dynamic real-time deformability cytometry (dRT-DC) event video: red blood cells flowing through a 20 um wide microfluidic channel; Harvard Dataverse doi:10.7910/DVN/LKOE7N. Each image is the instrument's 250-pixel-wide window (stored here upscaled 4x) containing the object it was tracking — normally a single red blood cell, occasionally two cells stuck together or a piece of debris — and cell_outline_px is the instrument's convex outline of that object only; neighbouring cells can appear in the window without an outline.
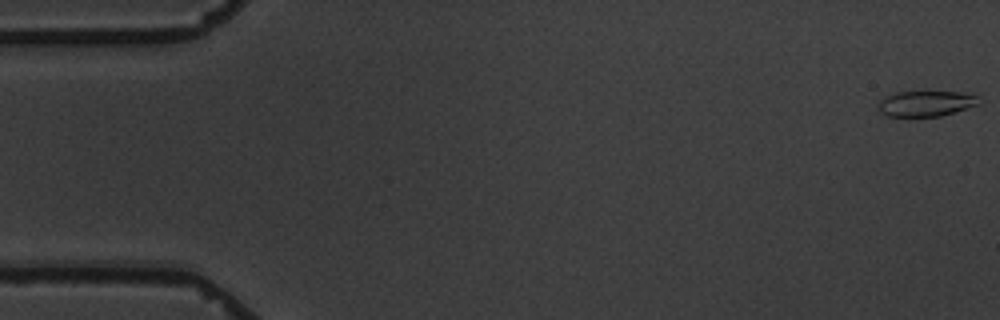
{"species": "common noctule bat (a hibernating species)", "species_latin": "Nyctalus noctula", "temperature_condition": "warm", "stored_images_in_passage": 6, "camera_frame_rate_fps": 3000, "um_per_image_px": 0.085, "animal": {"sex": "male", "body_mass_g": 19.5, "forearm_length_mm": 54.6}, "frame": {"image": 1, "passage_image": 1, "time_ms": 0.0, "image_size_px": [1000, 320], "cell_outline_px": [[980, 104], [940, 116], [888, 116], [880, 112], [876, 108], [876, 104], [884, 96], [896, 92], [960, 92], [980, 96]], "centroid_in_image_um": [78.67, 8.79], "position_along_channel_um": 6.3, "area_um2": 15.09}}
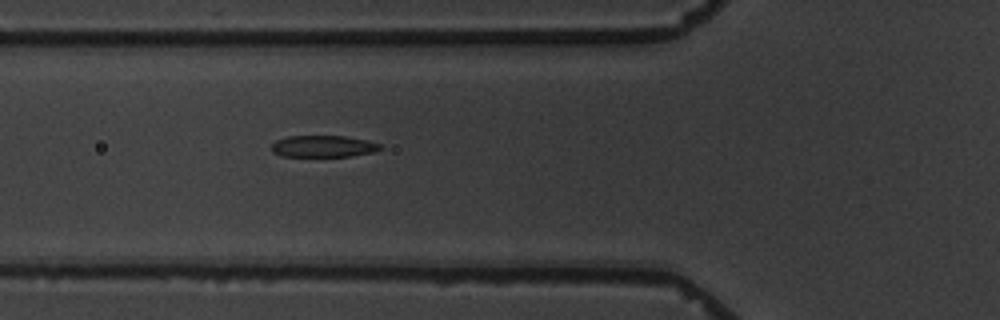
{"frame": {"image": 2, "passage_image": 6, "time_ms": 6.667, "image_size_px": [1000, 320], "cell_outline_px": [[384, 148], [372, 152], [352, 156], [280, 156], [272, 152], [272, 144], [276, 140], [288, 136], [344, 136], [368, 140], [380, 144]], "centroid_in_image_um": [27.48, 12.43], "position_along_channel_um": 98.3, "area_um2": 13.76}}